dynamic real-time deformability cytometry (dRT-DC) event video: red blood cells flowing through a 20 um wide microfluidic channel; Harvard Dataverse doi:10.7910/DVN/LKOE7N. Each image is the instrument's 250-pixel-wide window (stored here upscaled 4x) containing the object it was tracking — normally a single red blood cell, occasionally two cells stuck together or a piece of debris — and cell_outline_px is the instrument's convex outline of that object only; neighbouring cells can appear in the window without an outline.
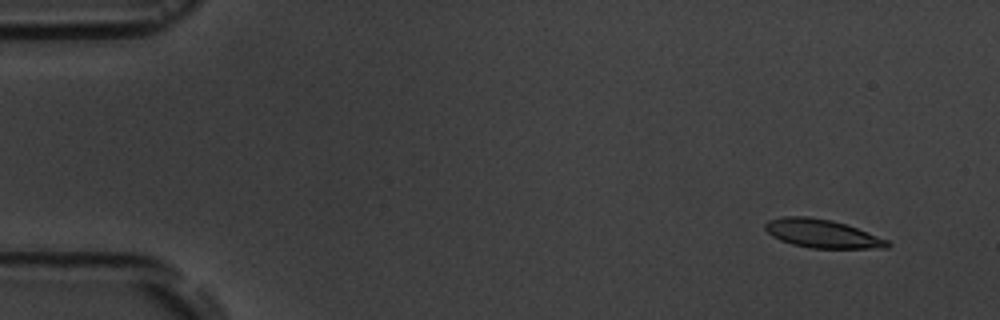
{"species": "common noctule bat (a hibernating species)", "species_latin": "Nyctalus noctula", "temperature_condition": "room temperature", "stored_images_in_passage": 5, "camera_frame_rate_fps": 3000, "um_per_image_px": 0.085, "animal": {"sex": "male", "body_mass_g": 19.5, "forearm_length_mm": 54.6}, "frame": {"image": 1, "passage_image": 1, "time_ms": 0.0, "image_size_px": [1000, 320], "cell_outline_px": [[892, 244], [888, 248], [808, 248], [792, 244], [780, 240], [772, 236], [764, 228], [764, 224], [768, 220], [784, 216], [808, 216], [832, 220], [856, 228], [888, 240]], "centroid_in_image_um": [69.85, 19.86], "position_along_channel_um": 15.1, "area_um2": 20.23}}
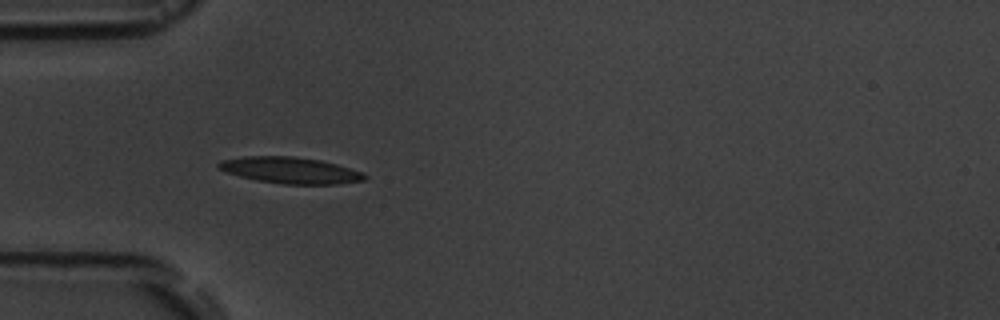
{"frame": {"image": 2, "passage_image": 4, "time_ms": 4.333, "image_size_px": [1000, 320], "cell_outline_px": [[368, 176], [364, 180], [336, 184], [284, 184], [256, 180], [224, 172], [216, 168], [216, 164], [220, 160], [244, 156], [292, 156], [320, 160], [336, 164], [364, 172]], "centroid_in_image_um": [24.63, 14.47], "position_along_channel_um": 60.4, "area_um2": 22.54}}
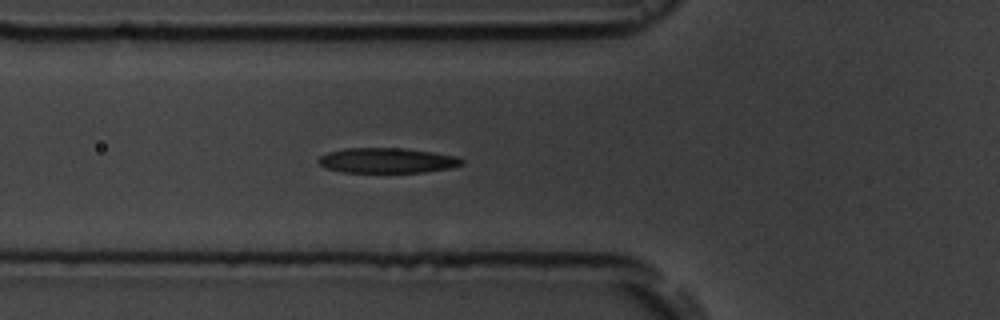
{"frame": {"image": 3, "passage_image": 5, "time_ms": 5.333, "image_size_px": [1000, 320], "cell_outline_px": [[464, 164], [452, 168], [424, 172], [340, 172], [324, 168], [316, 160], [320, 156], [328, 152], [344, 148], [404, 148], [432, 152], [456, 156], [464, 160]], "centroid_in_image_um": [32.89, 13.64], "position_along_channel_um": 92.9, "area_um2": 21.15}}